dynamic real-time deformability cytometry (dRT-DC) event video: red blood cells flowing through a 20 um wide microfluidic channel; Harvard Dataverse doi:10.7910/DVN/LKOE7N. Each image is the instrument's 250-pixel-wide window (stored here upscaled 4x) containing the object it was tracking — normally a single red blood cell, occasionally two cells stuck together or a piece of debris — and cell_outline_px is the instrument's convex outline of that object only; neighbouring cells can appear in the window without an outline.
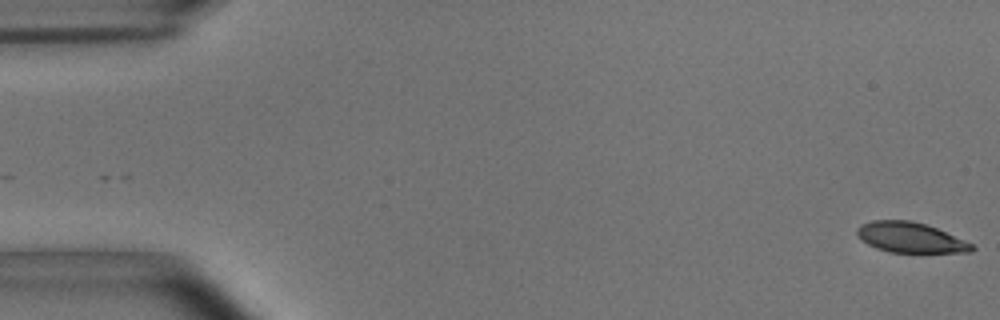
{"species": "common noctule bat (a hibernating species)", "species_latin": "Nyctalus noctula", "temperature_condition": "room temperature", "stored_images_in_passage": 54, "camera_frame_rate_fps": 3000, "um_per_image_px": 0.085, "animal": {"sex": "male", "body_mass_g": 15.6}, "frame": {"image": 1, "passage_image": 1, "time_ms": 0.0, "image_size_px": [1000, 320], "cell_outline_px": [[976, 248], [972, 252], [888, 252], [876, 248], [860, 240], [856, 236], [856, 228], [860, 224], [872, 220], [908, 220], [924, 224], [936, 228], [964, 240], [972, 244]], "centroid_in_image_um": [77.32, 20.19], "position_along_channel_um": 7.7, "area_um2": 20.23}}
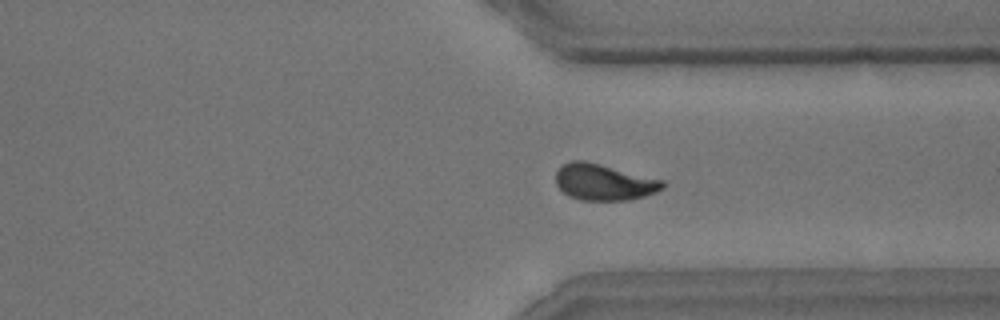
{"frame": {"image": 2, "passage_image": 41, "time_ms": 13.333, "image_size_px": [1000, 320], "cell_outline_px": [[664, 188], [656, 192], [644, 196], [624, 200], [580, 200], [568, 196], [556, 184], [556, 172], [564, 164], [572, 160], [584, 160], [664, 180]], "centroid_in_image_um": [51.33, 15.48], "position_along_channel_um": 360.1, "area_um2": 22.43}}
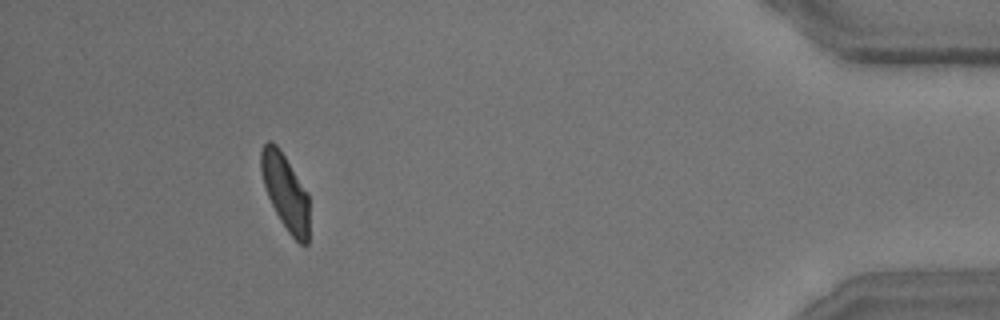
{"frame": {"image": 3, "passage_image": 50, "time_ms": 16.333, "image_size_px": [1000, 320], "cell_outline_px": [[308, 244], [300, 244], [288, 232], [280, 220], [268, 196], [264, 184], [260, 168], [260, 152], [264, 144], [268, 140], [272, 140], [280, 148], [308, 192]], "centroid_in_image_um": [24.25, 16.27], "position_along_channel_um": 411.0, "area_um2": 21.27}, "authors_computed_cell_mechanics": {"area_um2": 22.2819, "velocity_mm_per_s": 3.6718, "shape_relaxation_time_tau1_ms": 3.2899, "shape_relaxation_time_tau2_ms": 1.9388, "deformation_change_tau1": 0.133, "deformation_change_tau2": 0.0691}}